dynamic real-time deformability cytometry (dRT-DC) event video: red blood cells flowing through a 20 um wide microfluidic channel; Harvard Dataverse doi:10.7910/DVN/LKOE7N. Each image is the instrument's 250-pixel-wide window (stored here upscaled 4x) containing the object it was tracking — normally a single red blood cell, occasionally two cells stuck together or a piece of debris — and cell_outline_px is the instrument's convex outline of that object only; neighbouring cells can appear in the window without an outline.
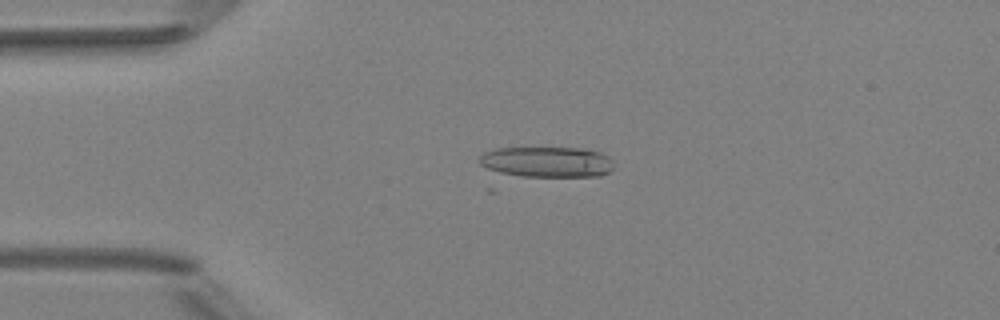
{"species": "Egyptian fruit bat (a non-hibernating species)", "species_latin": "Rousettus aegyptiacus", "temperature_condition": "room temperature", "stored_images_in_passage": 7, "camera_frame_rate_fps": 3000, "um_per_image_px": 0.085, "animal": {"sex": "female"}, "frame": {"image": 1, "passage_image": 4, "time_ms": 3.333, "image_size_px": [1000, 320], "cell_outline_px": [[612, 168], [608, 172], [600, 176], [524, 176], [500, 172], [488, 168], [480, 164], [476, 160], [484, 152], [496, 148], [580, 148], [600, 152], [608, 156], [612, 160]], "centroid_in_image_um": [46.48, 13.75], "position_along_channel_um": 38.5, "area_um2": 23.81}}